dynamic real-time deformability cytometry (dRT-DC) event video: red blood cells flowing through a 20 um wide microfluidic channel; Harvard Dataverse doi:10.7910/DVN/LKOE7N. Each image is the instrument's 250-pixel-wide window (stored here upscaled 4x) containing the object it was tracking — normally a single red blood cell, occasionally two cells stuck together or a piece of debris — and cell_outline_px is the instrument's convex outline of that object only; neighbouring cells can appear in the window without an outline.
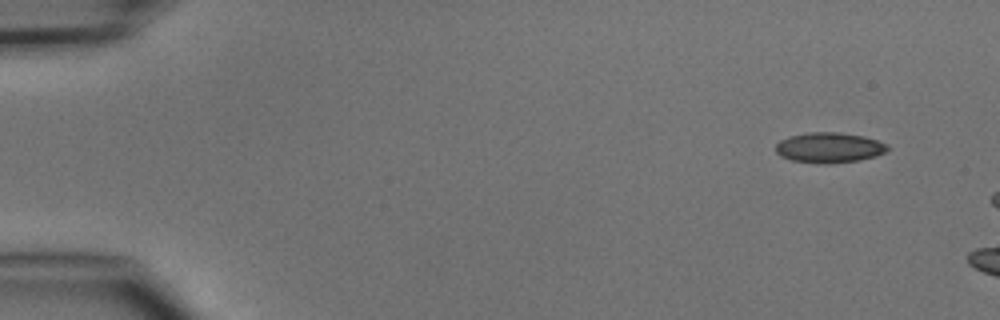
{"species": "common noctule bat (a hibernating species)", "species_latin": "Nyctalus noctula", "temperature_condition": "cold", "stored_images_in_passage": 3, "camera_frame_rate_fps": 3000, "um_per_image_px": 0.085, "animal": {"sex": "male", "body_mass_g": 15.6}, "frame": {"image": 1, "passage_image": 1, "time_ms": 0.0, "image_size_px": [1000, 320], "cell_outline_px": [[888, 148], [884, 152], [876, 156], [860, 160], [828, 164], [824, 164], [792, 160], [780, 156], [776, 152], [776, 144], [780, 140], [788, 136], [808, 132], [840, 132], [864, 136], [888, 144]], "centroid_in_image_um": [70.47, 12.54], "position_along_channel_um": 14.5, "area_um2": 19.83}}